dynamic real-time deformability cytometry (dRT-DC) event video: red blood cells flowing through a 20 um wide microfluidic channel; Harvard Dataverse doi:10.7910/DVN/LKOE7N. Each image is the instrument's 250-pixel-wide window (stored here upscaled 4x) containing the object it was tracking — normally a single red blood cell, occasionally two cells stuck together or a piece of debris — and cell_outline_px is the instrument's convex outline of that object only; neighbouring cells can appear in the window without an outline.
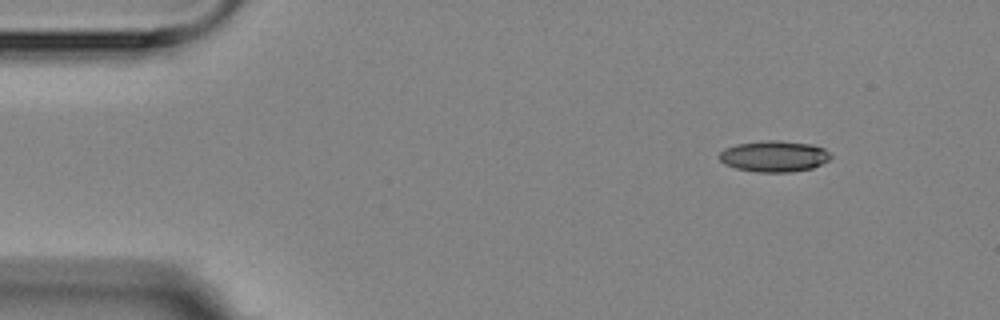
{"species": "Egyptian fruit bat (a non-hibernating species)", "species_latin": "Rousettus aegyptiacus", "temperature_condition": "room temperature", "stored_images_in_passage": 3, "camera_frame_rate_fps": 3000, "um_per_image_px": 0.085, "animal": {"sex": "female"}, "frame": {"image": 1, "passage_image": 1, "time_ms": 0.0, "image_size_px": [1000, 320], "cell_outline_px": [[832, 156], [828, 160], [812, 168], [792, 172], [756, 172], [736, 168], [724, 164], [720, 160], [720, 152], [724, 148], [736, 144], [764, 140], [776, 140], [808, 144], [824, 148]], "centroid_in_image_um": [65.77, 13.28], "position_along_channel_um": 19.2, "area_um2": 20.11}}
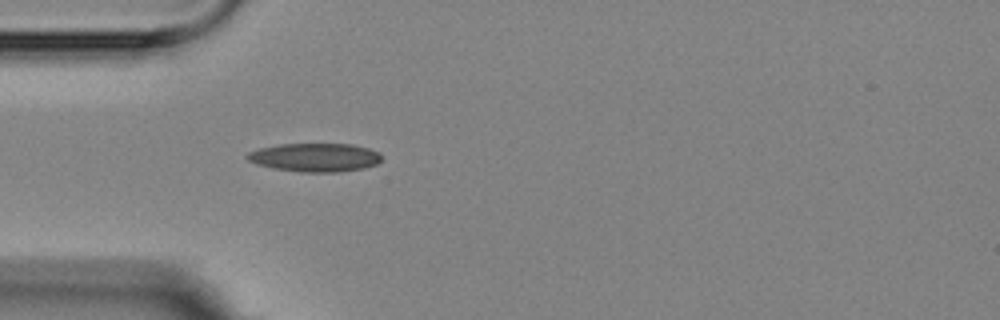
{"frame": {"image": 2, "passage_image": 3, "time_ms": 3.333, "image_size_px": [1000, 320], "cell_outline_px": [[384, 156], [376, 164], [364, 168], [336, 172], [300, 172], [272, 168], [256, 164], [248, 160], [244, 156], [248, 152], [260, 148], [280, 144], [352, 144], [368, 148], [380, 152]], "centroid_in_image_um": [26.77, 13.38], "position_along_channel_um": 58.2, "area_um2": 22.48}}